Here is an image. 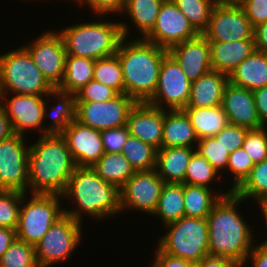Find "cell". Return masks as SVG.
<instances>
[{
  "instance_id": "24",
  "label": "cell",
  "mask_w": 267,
  "mask_h": 267,
  "mask_svg": "<svg viewBox=\"0 0 267 267\" xmlns=\"http://www.w3.org/2000/svg\"><path fill=\"white\" fill-rule=\"evenodd\" d=\"M229 76L210 70L197 80L192 81L191 91L186 107H216L222 105L225 86Z\"/></svg>"
},
{
  "instance_id": "38",
  "label": "cell",
  "mask_w": 267,
  "mask_h": 267,
  "mask_svg": "<svg viewBox=\"0 0 267 267\" xmlns=\"http://www.w3.org/2000/svg\"><path fill=\"white\" fill-rule=\"evenodd\" d=\"M218 176L221 177L222 175L217 172L205 157L195 152L187 166L184 184L212 188L211 186L214 184L212 182L216 181L215 179L220 181L221 178Z\"/></svg>"
},
{
  "instance_id": "9",
  "label": "cell",
  "mask_w": 267,
  "mask_h": 267,
  "mask_svg": "<svg viewBox=\"0 0 267 267\" xmlns=\"http://www.w3.org/2000/svg\"><path fill=\"white\" fill-rule=\"evenodd\" d=\"M82 223L64 214L35 245L39 267H50L67 261L82 244Z\"/></svg>"
},
{
  "instance_id": "36",
  "label": "cell",
  "mask_w": 267,
  "mask_h": 267,
  "mask_svg": "<svg viewBox=\"0 0 267 267\" xmlns=\"http://www.w3.org/2000/svg\"><path fill=\"white\" fill-rule=\"evenodd\" d=\"M93 80L125 93L122 67L117 54L95 60Z\"/></svg>"
},
{
  "instance_id": "57",
  "label": "cell",
  "mask_w": 267,
  "mask_h": 267,
  "mask_svg": "<svg viewBox=\"0 0 267 267\" xmlns=\"http://www.w3.org/2000/svg\"><path fill=\"white\" fill-rule=\"evenodd\" d=\"M2 100H3V92L1 87V75H0V106H2Z\"/></svg>"
},
{
  "instance_id": "50",
  "label": "cell",
  "mask_w": 267,
  "mask_h": 267,
  "mask_svg": "<svg viewBox=\"0 0 267 267\" xmlns=\"http://www.w3.org/2000/svg\"><path fill=\"white\" fill-rule=\"evenodd\" d=\"M248 261L251 262V267H267V243L260 242V244L254 245L243 267L247 265Z\"/></svg>"
},
{
  "instance_id": "7",
  "label": "cell",
  "mask_w": 267,
  "mask_h": 267,
  "mask_svg": "<svg viewBox=\"0 0 267 267\" xmlns=\"http://www.w3.org/2000/svg\"><path fill=\"white\" fill-rule=\"evenodd\" d=\"M1 54L0 75L3 93L47 95L54 88L37 68L23 45Z\"/></svg>"
},
{
  "instance_id": "22",
  "label": "cell",
  "mask_w": 267,
  "mask_h": 267,
  "mask_svg": "<svg viewBox=\"0 0 267 267\" xmlns=\"http://www.w3.org/2000/svg\"><path fill=\"white\" fill-rule=\"evenodd\" d=\"M48 98H54L56 101L53 105L49 106ZM56 98V99H55ZM48 101V102H47ZM51 110V112L48 109ZM44 135L46 134H61L74 120H76V95L74 93L64 92L57 87L53 88L45 99L44 107ZM48 120V124L45 119Z\"/></svg>"
},
{
  "instance_id": "5",
  "label": "cell",
  "mask_w": 267,
  "mask_h": 267,
  "mask_svg": "<svg viewBox=\"0 0 267 267\" xmlns=\"http://www.w3.org/2000/svg\"><path fill=\"white\" fill-rule=\"evenodd\" d=\"M98 19L76 23L58 31L68 55L94 60L108 57L116 54L123 37L130 38L128 23Z\"/></svg>"
},
{
  "instance_id": "25",
  "label": "cell",
  "mask_w": 267,
  "mask_h": 267,
  "mask_svg": "<svg viewBox=\"0 0 267 267\" xmlns=\"http://www.w3.org/2000/svg\"><path fill=\"white\" fill-rule=\"evenodd\" d=\"M198 141L194 128L183 110H164L161 148H195Z\"/></svg>"
},
{
  "instance_id": "1",
  "label": "cell",
  "mask_w": 267,
  "mask_h": 267,
  "mask_svg": "<svg viewBox=\"0 0 267 267\" xmlns=\"http://www.w3.org/2000/svg\"><path fill=\"white\" fill-rule=\"evenodd\" d=\"M244 201L232 192L221 197L207 216L209 255L228 258L240 267L246 263L256 241L252 227L238 210Z\"/></svg>"
},
{
  "instance_id": "42",
  "label": "cell",
  "mask_w": 267,
  "mask_h": 267,
  "mask_svg": "<svg viewBox=\"0 0 267 267\" xmlns=\"http://www.w3.org/2000/svg\"><path fill=\"white\" fill-rule=\"evenodd\" d=\"M253 166L254 162L243 148L236 149L229 154L226 173L230 172V176H233V182L230 185L232 192L245 180Z\"/></svg>"
},
{
  "instance_id": "56",
  "label": "cell",
  "mask_w": 267,
  "mask_h": 267,
  "mask_svg": "<svg viewBox=\"0 0 267 267\" xmlns=\"http://www.w3.org/2000/svg\"><path fill=\"white\" fill-rule=\"evenodd\" d=\"M256 204L258 205L259 211H261L260 212L261 213L260 216L262 217V215H263L262 219L265 220L266 228L264 230H266L267 229V198L259 200L258 202H256ZM266 237L267 236H265V238ZM263 242L267 243V238Z\"/></svg>"
},
{
  "instance_id": "51",
  "label": "cell",
  "mask_w": 267,
  "mask_h": 267,
  "mask_svg": "<svg viewBox=\"0 0 267 267\" xmlns=\"http://www.w3.org/2000/svg\"><path fill=\"white\" fill-rule=\"evenodd\" d=\"M261 124L267 127V86L252 91Z\"/></svg>"
},
{
  "instance_id": "55",
  "label": "cell",
  "mask_w": 267,
  "mask_h": 267,
  "mask_svg": "<svg viewBox=\"0 0 267 267\" xmlns=\"http://www.w3.org/2000/svg\"><path fill=\"white\" fill-rule=\"evenodd\" d=\"M14 135L10 119L5 113V110L0 106V141L6 140Z\"/></svg>"
},
{
  "instance_id": "23",
  "label": "cell",
  "mask_w": 267,
  "mask_h": 267,
  "mask_svg": "<svg viewBox=\"0 0 267 267\" xmlns=\"http://www.w3.org/2000/svg\"><path fill=\"white\" fill-rule=\"evenodd\" d=\"M212 69L228 76L255 49L254 38L231 42L209 41Z\"/></svg>"
},
{
  "instance_id": "6",
  "label": "cell",
  "mask_w": 267,
  "mask_h": 267,
  "mask_svg": "<svg viewBox=\"0 0 267 267\" xmlns=\"http://www.w3.org/2000/svg\"><path fill=\"white\" fill-rule=\"evenodd\" d=\"M164 228L165 235L157 239V246L163 252L195 264L209 255L207 218L184 216Z\"/></svg>"
},
{
  "instance_id": "12",
  "label": "cell",
  "mask_w": 267,
  "mask_h": 267,
  "mask_svg": "<svg viewBox=\"0 0 267 267\" xmlns=\"http://www.w3.org/2000/svg\"><path fill=\"white\" fill-rule=\"evenodd\" d=\"M208 41L231 42L254 38V27L236 1L217 3L202 33Z\"/></svg>"
},
{
  "instance_id": "15",
  "label": "cell",
  "mask_w": 267,
  "mask_h": 267,
  "mask_svg": "<svg viewBox=\"0 0 267 267\" xmlns=\"http://www.w3.org/2000/svg\"><path fill=\"white\" fill-rule=\"evenodd\" d=\"M165 182L156 169L136 171L120 189V210L152 215L157 208Z\"/></svg>"
},
{
  "instance_id": "14",
  "label": "cell",
  "mask_w": 267,
  "mask_h": 267,
  "mask_svg": "<svg viewBox=\"0 0 267 267\" xmlns=\"http://www.w3.org/2000/svg\"><path fill=\"white\" fill-rule=\"evenodd\" d=\"M31 42L24 47L48 82L58 87L64 77L67 56L62 36L55 29L47 30Z\"/></svg>"
},
{
  "instance_id": "59",
  "label": "cell",
  "mask_w": 267,
  "mask_h": 267,
  "mask_svg": "<svg viewBox=\"0 0 267 267\" xmlns=\"http://www.w3.org/2000/svg\"><path fill=\"white\" fill-rule=\"evenodd\" d=\"M45 1V0H44ZM70 1V0H69ZM72 1V0H71ZM75 1V2H74ZM73 3H76V5H77V3H78V6H79V4L81 3V0H73Z\"/></svg>"
},
{
  "instance_id": "32",
  "label": "cell",
  "mask_w": 267,
  "mask_h": 267,
  "mask_svg": "<svg viewBox=\"0 0 267 267\" xmlns=\"http://www.w3.org/2000/svg\"><path fill=\"white\" fill-rule=\"evenodd\" d=\"M183 200V183H165L152 216H157L163 226L176 222L185 216Z\"/></svg>"
},
{
  "instance_id": "37",
  "label": "cell",
  "mask_w": 267,
  "mask_h": 267,
  "mask_svg": "<svg viewBox=\"0 0 267 267\" xmlns=\"http://www.w3.org/2000/svg\"><path fill=\"white\" fill-rule=\"evenodd\" d=\"M172 2L200 34L207 29L212 10L217 4L214 0H172Z\"/></svg>"
},
{
  "instance_id": "34",
  "label": "cell",
  "mask_w": 267,
  "mask_h": 267,
  "mask_svg": "<svg viewBox=\"0 0 267 267\" xmlns=\"http://www.w3.org/2000/svg\"><path fill=\"white\" fill-rule=\"evenodd\" d=\"M121 153L128 159L135 171L156 168L157 149L130 134Z\"/></svg>"
},
{
  "instance_id": "27",
  "label": "cell",
  "mask_w": 267,
  "mask_h": 267,
  "mask_svg": "<svg viewBox=\"0 0 267 267\" xmlns=\"http://www.w3.org/2000/svg\"><path fill=\"white\" fill-rule=\"evenodd\" d=\"M229 82L251 91L267 86V53L255 50L231 73Z\"/></svg>"
},
{
  "instance_id": "28",
  "label": "cell",
  "mask_w": 267,
  "mask_h": 267,
  "mask_svg": "<svg viewBox=\"0 0 267 267\" xmlns=\"http://www.w3.org/2000/svg\"><path fill=\"white\" fill-rule=\"evenodd\" d=\"M205 186L189 185L183 183L184 210L186 217L207 218L213 206L221 199L232 193L228 188L226 192ZM212 189V190H211ZM218 191V192H217Z\"/></svg>"
},
{
  "instance_id": "3",
  "label": "cell",
  "mask_w": 267,
  "mask_h": 267,
  "mask_svg": "<svg viewBox=\"0 0 267 267\" xmlns=\"http://www.w3.org/2000/svg\"><path fill=\"white\" fill-rule=\"evenodd\" d=\"M122 38L118 55L125 94L136 102H147L156 91L160 68L168 49L143 38Z\"/></svg>"
},
{
  "instance_id": "47",
  "label": "cell",
  "mask_w": 267,
  "mask_h": 267,
  "mask_svg": "<svg viewBox=\"0 0 267 267\" xmlns=\"http://www.w3.org/2000/svg\"><path fill=\"white\" fill-rule=\"evenodd\" d=\"M126 0H81L80 7L83 5L88 6L86 8L91 9L97 16L104 19L105 16L110 14L121 15ZM105 15V16H104Z\"/></svg>"
},
{
  "instance_id": "20",
  "label": "cell",
  "mask_w": 267,
  "mask_h": 267,
  "mask_svg": "<svg viewBox=\"0 0 267 267\" xmlns=\"http://www.w3.org/2000/svg\"><path fill=\"white\" fill-rule=\"evenodd\" d=\"M129 134L150 144L157 150L161 149L164 110L147 102H136L129 112L126 122Z\"/></svg>"
},
{
  "instance_id": "19",
  "label": "cell",
  "mask_w": 267,
  "mask_h": 267,
  "mask_svg": "<svg viewBox=\"0 0 267 267\" xmlns=\"http://www.w3.org/2000/svg\"><path fill=\"white\" fill-rule=\"evenodd\" d=\"M168 53L191 82L212 70L210 43L203 34L173 45Z\"/></svg>"
},
{
  "instance_id": "39",
  "label": "cell",
  "mask_w": 267,
  "mask_h": 267,
  "mask_svg": "<svg viewBox=\"0 0 267 267\" xmlns=\"http://www.w3.org/2000/svg\"><path fill=\"white\" fill-rule=\"evenodd\" d=\"M0 267H39L35 246L16 238L0 258Z\"/></svg>"
},
{
  "instance_id": "30",
  "label": "cell",
  "mask_w": 267,
  "mask_h": 267,
  "mask_svg": "<svg viewBox=\"0 0 267 267\" xmlns=\"http://www.w3.org/2000/svg\"><path fill=\"white\" fill-rule=\"evenodd\" d=\"M165 0H126L122 15H128L140 35L145 38L155 26L161 5ZM125 12V13H124ZM141 36V37H140Z\"/></svg>"
},
{
  "instance_id": "10",
  "label": "cell",
  "mask_w": 267,
  "mask_h": 267,
  "mask_svg": "<svg viewBox=\"0 0 267 267\" xmlns=\"http://www.w3.org/2000/svg\"><path fill=\"white\" fill-rule=\"evenodd\" d=\"M25 137L14 134L0 141V190L28 194L30 144Z\"/></svg>"
},
{
  "instance_id": "44",
  "label": "cell",
  "mask_w": 267,
  "mask_h": 267,
  "mask_svg": "<svg viewBox=\"0 0 267 267\" xmlns=\"http://www.w3.org/2000/svg\"><path fill=\"white\" fill-rule=\"evenodd\" d=\"M119 93L100 82L91 80L76 95V102H103L114 99Z\"/></svg>"
},
{
  "instance_id": "54",
  "label": "cell",
  "mask_w": 267,
  "mask_h": 267,
  "mask_svg": "<svg viewBox=\"0 0 267 267\" xmlns=\"http://www.w3.org/2000/svg\"><path fill=\"white\" fill-rule=\"evenodd\" d=\"M16 238V230L0 227V258Z\"/></svg>"
},
{
  "instance_id": "18",
  "label": "cell",
  "mask_w": 267,
  "mask_h": 267,
  "mask_svg": "<svg viewBox=\"0 0 267 267\" xmlns=\"http://www.w3.org/2000/svg\"><path fill=\"white\" fill-rule=\"evenodd\" d=\"M61 135L76 167H92L105 153L99 130L74 120Z\"/></svg>"
},
{
  "instance_id": "2",
  "label": "cell",
  "mask_w": 267,
  "mask_h": 267,
  "mask_svg": "<svg viewBox=\"0 0 267 267\" xmlns=\"http://www.w3.org/2000/svg\"><path fill=\"white\" fill-rule=\"evenodd\" d=\"M30 144L28 193L63 195L76 165L61 134L38 136Z\"/></svg>"
},
{
  "instance_id": "52",
  "label": "cell",
  "mask_w": 267,
  "mask_h": 267,
  "mask_svg": "<svg viewBox=\"0 0 267 267\" xmlns=\"http://www.w3.org/2000/svg\"><path fill=\"white\" fill-rule=\"evenodd\" d=\"M196 267H240L233 260L225 257L208 255L204 257Z\"/></svg>"
},
{
  "instance_id": "16",
  "label": "cell",
  "mask_w": 267,
  "mask_h": 267,
  "mask_svg": "<svg viewBox=\"0 0 267 267\" xmlns=\"http://www.w3.org/2000/svg\"><path fill=\"white\" fill-rule=\"evenodd\" d=\"M199 34L172 0H165L160 7L155 26L144 39L169 49Z\"/></svg>"
},
{
  "instance_id": "26",
  "label": "cell",
  "mask_w": 267,
  "mask_h": 267,
  "mask_svg": "<svg viewBox=\"0 0 267 267\" xmlns=\"http://www.w3.org/2000/svg\"><path fill=\"white\" fill-rule=\"evenodd\" d=\"M195 148L168 147L157 150L156 171L165 183H184Z\"/></svg>"
},
{
  "instance_id": "46",
  "label": "cell",
  "mask_w": 267,
  "mask_h": 267,
  "mask_svg": "<svg viewBox=\"0 0 267 267\" xmlns=\"http://www.w3.org/2000/svg\"><path fill=\"white\" fill-rule=\"evenodd\" d=\"M105 153H121L129 135L127 126L104 129L100 131Z\"/></svg>"
},
{
  "instance_id": "41",
  "label": "cell",
  "mask_w": 267,
  "mask_h": 267,
  "mask_svg": "<svg viewBox=\"0 0 267 267\" xmlns=\"http://www.w3.org/2000/svg\"><path fill=\"white\" fill-rule=\"evenodd\" d=\"M23 192L0 190V227L17 229Z\"/></svg>"
},
{
  "instance_id": "33",
  "label": "cell",
  "mask_w": 267,
  "mask_h": 267,
  "mask_svg": "<svg viewBox=\"0 0 267 267\" xmlns=\"http://www.w3.org/2000/svg\"><path fill=\"white\" fill-rule=\"evenodd\" d=\"M94 65V59L67 54L64 77L57 88L61 91L75 94L93 80Z\"/></svg>"
},
{
  "instance_id": "31",
  "label": "cell",
  "mask_w": 267,
  "mask_h": 267,
  "mask_svg": "<svg viewBox=\"0 0 267 267\" xmlns=\"http://www.w3.org/2000/svg\"><path fill=\"white\" fill-rule=\"evenodd\" d=\"M92 168L105 182L119 190L136 172L122 153H104Z\"/></svg>"
},
{
  "instance_id": "58",
  "label": "cell",
  "mask_w": 267,
  "mask_h": 267,
  "mask_svg": "<svg viewBox=\"0 0 267 267\" xmlns=\"http://www.w3.org/2000/svg\"><path fill=\"white\" fill-rule=\"evenodd\" d=\"M214 1L217 2V3H223V2H228L230 0H214Z\"/></svg>"
},
{
  "instance_id": "11",
  "label": "cell",
  "mask_w": 267,
  "mask_h": 267,
  "mask_svg": "<svg viewBox=\"0 0 267 267\" xmlns=\"http://www.w3.org/2000/svg\"><path fill=\"white\" fill-rule=\"evenodd\" d=\"M192 82L168 53L160 68L158 85L147 103L163 110H183L189 100Z\"/></svg>"
},
{
  "instance_id": "60",
  "label": "cell",
  "mask_w": 267,
  "mask_h": 267,
  "mask_svg": "<svg viewBox=\"0 0 267 267\" xmlns=\"http://www.w3.org/2000/svg\"><path fill=\"white\" fill-rule=\"evenodd\" d=\"M151 264H152L151 267H158L153 261H152ZM149 267H150V266H149Z\"/></svg>"
},
{
  "instance_id": "8",
  "label": "cell",
  "mask_w": 267,
  "mask_h": 267,
  "mask_svg": "<svg viewBox=\"0 0 267 267\" xmlns=\"http://www.w3.org/2000/svg\"><path fill=\"white\" fill-rule=\"evenodd\" d=\"M27 195H22L16 236L17 239L35 246L50 227L65 214L61 204L63 197L31 194L28 199Z\"/></svg>"
},
{
  "instance_id": "43",
  "label": "cell",
  "mask_w": 267,
  "mask_h": 267,
  "mask_svg": "<svg viewBox=\"0 0 267 267\" xmlns=\"http://www.w3.org/2000/svg\"><path fill=\"white\" fill-rule=\"evenodd\" d=\"M242 148L248 153L254 164L267 159V127L249 130Z\"/></svg>"
},
{
  "instance_id": "21",
  "label": "cell",
  "mask_w": 267,
  "mask_h": 267,
  "mask_svg": "<svg viewBox=\"0 0 267 267\" xmlns=\"http://www.w3.org/2000/svg\"><path fill=\"white\" fill-rule=\"evenodd\" d=\"M222 108L228 117L229 124L248 130L264 127L258 116L251 90L235 86L229 82L224 89Z\"/></svg>"
},
{
  "instance_id": "40",
  "label": "cell",
  "mask_w": 267,
  "mask_h": 267,
  "mask_svg": "<svg viewBox=\"0 0 267 267\" xmlns=\"http://www.w3.org/2000/svg\"><path fill=\"white\" fill-rule=\"evenodd\" d=\"M195 152L205 157L220 175L221 173L225 174L229 153L215 137L200 139L195 146Z\"/></svg>"
},
{
  "instance_id": "29",
  "label": "cell",
  "mask_w": 267,
  "mask_h": 267,
  "mask_svg": "<svg viewBox=\"0 0 267 267\" xmlns=\"http://www.w3.org/2000/svg\"><path fill=\"white\" fill-rule=\"evenodd\" d=\"M183 111L189 118L198 140L214 137L229 124L222 105L216 107H185Z\"/></svg>"
},
{
  "instance_id": "17",
  "label": "cell",
  "mask_w": 267,
  "mask_h": 267,
  "mask_svg": "<svg viewBox=\"0 0 267 267\" xmlns=\"http://www.w3.org/2000/svg\"><path fill=\"white\" fill-rule=\"evenodd\" d=\"M11 95L3 93L2 107L10 119L14 134L26 136V132L33 129V131L38 130L40 136L44 135L43 114L46 95L15 93H11Z\"/></svg>"
},
{
  "instance_id": "53",
  "label": "cell",
  "mask_w": 267,
  "mask_h": 267,
  "mask_svg": "<svg viewBox=\"0 0 267 267\" xmlns=\"http://www.w3.org/2000/svg\"><path fill=\"white\" fill-rule=\"evenodd\" d=\"M255 49L267 53V21L254 28Z\"/></svg>"
},
{
  "instance_id": "35",
  "label": "cell",
  "mask_w": 267,
  "mask_h": 267,
  "mask_svg": "<svg viewBox=\"0 0 267 267\" xmlns=\"http://www.w3.org/2000/svg\"><path fill=\"white\" fill-rule=\"evenodd\" d=\"M246 200L258 202L267 198V159L254 164L245 180L233 191Z\"/></svg>"
},
{
  "instance_id": "13",
  "label": "cell",
  "mask_w": 267,
  "mask_h": 267,
  "mask_svg": "<svg viewBox=\"0 0 267 267\" xmlns=\"http://www.w3.org/2000/svg\"><path fill=\"white\" fill-rule=\"evenodd\" d=\"M135 104L136 101L125 93L103 102H76V120L99 131L120 128L126 125Z\"/></svg>"
},
{
  "instance_id": "4",
  "label": "cell",
  "mask_w": 267,
  "mask_h": 267,
  "mask_svg": "<svg viewBox=\"0 0 267 267\" xmlns=\"http://www.w3.org/2000/svg\"><path fill=\"white\" fill-rule=\"evenodd\" d=\"M62 197L75 204L70 210L64 207V213L81 223L83 216L101 221L121 212L120 190L105 182L92 167H76Z\"/></svg>"
},
{
  "instance_id": "45",
  "label": "cell",
  "mask_w": 267,
  "mask_h": 267,
  "mask_svg": "<svg viewBox=\"0 0 267 267\" xmlns=\"http://www.w3.org/2000/svg\"><path fill=\"white\" fill-rule=\"evenodd\" d=\"M248 131L249 130L244 127L228 124L214 137L230 154L232 151L242 148Z\"/></svg>"
},
{
  "instance_id": "48",
  "label": "cell",
  "mask_w": 267,
  "mask_h": 267,
  "mask_svg": "<svg viewBox=\"0 0 267 267\" xmlns=\"http://www.w3.org/2000/svg\"><path fill=\"white\" fill-rule=\"evenodd\" d=\"M255 28L267 21V0H237Z\"/></svg>"
},
{
  "instance_id": "49",
  "label": "cell",
  "mask_w": 267,
  "mask_h": 267,
  "mask_svg": "<svg viewBox=\"0 0 267 267\" xmlns=\"http://www.w3.org/2000/svg\"><path fill=\"white\" fill-rule=\"evenodd\" d=\"M155 249L153 262L158 267H196L195 263L163 252L158 246Z\"/></svg>"
}]
</instances>
